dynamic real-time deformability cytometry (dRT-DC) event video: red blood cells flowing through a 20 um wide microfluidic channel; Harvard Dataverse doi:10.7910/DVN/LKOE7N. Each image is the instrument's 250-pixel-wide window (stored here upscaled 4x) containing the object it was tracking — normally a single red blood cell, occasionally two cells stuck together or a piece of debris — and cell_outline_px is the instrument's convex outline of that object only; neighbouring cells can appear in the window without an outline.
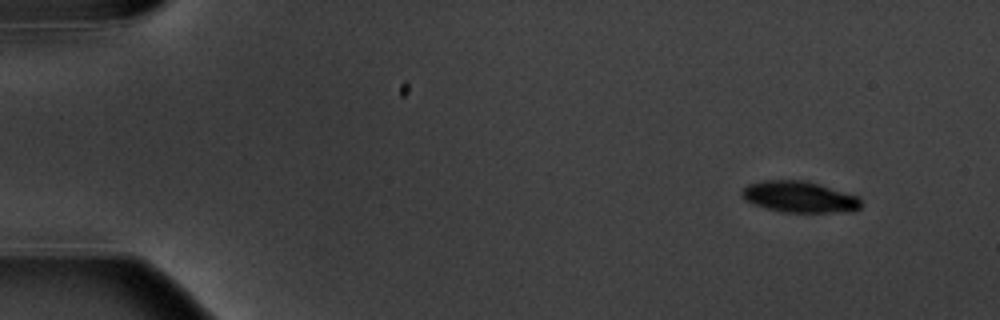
{"species": "common noctule bat (a hibernating species)", "species_latin": "Nyctalus noctula", "temperature_condition": "warm", "stored_images_in_passage": 4, "camera_frame_rate_fps": 3000, "um_per_image_px": 0.085, "animal": {"sex": "male", "body_mass_g": 20.1, "forearm_length_mm": 53.5}, "frame": {"image": 1, "passage_image": 1, "time_ms": 0.0, "image_size_px": [1000, 320], "cell_outline_px": [[860, 208], [852, 212], [784, 212], [764, 208], [744, 200], [740, 192], [748, 184], [764, 180], [804, 180], [820, 184], [860, 196]], "centroid_in_image_um": [67.96, 16.73], "position_along_channel_um": 17.0, "area_um2": 21.91}}
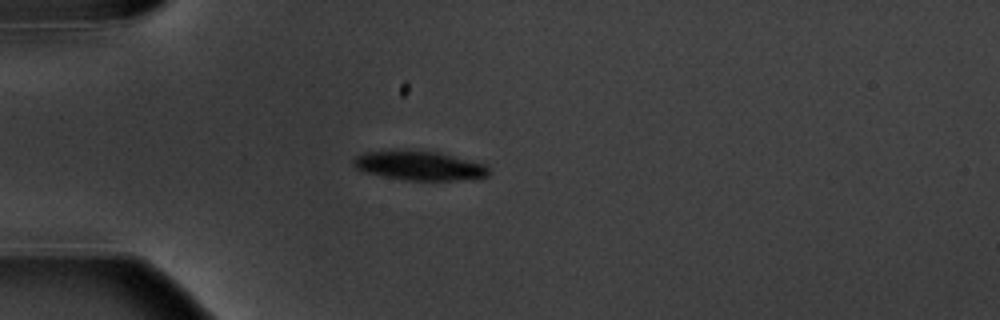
{"frame": {"image": 2, "passage_image": 4, "time_ms": 3.667, "image_size_px": [1000, 320], "cell_outline_px": [[488, 176], [452, 180], [404, 180], [384, 176], [368, 172], [356, 168], [352, 164], [352, 160], [356, 156], [364, 152], [440, 152], [488, 164]], "centroid_in_image_um": [35.69, 14.09], "position_along_channel_um": 49.3, "area_um2": 22.37}}